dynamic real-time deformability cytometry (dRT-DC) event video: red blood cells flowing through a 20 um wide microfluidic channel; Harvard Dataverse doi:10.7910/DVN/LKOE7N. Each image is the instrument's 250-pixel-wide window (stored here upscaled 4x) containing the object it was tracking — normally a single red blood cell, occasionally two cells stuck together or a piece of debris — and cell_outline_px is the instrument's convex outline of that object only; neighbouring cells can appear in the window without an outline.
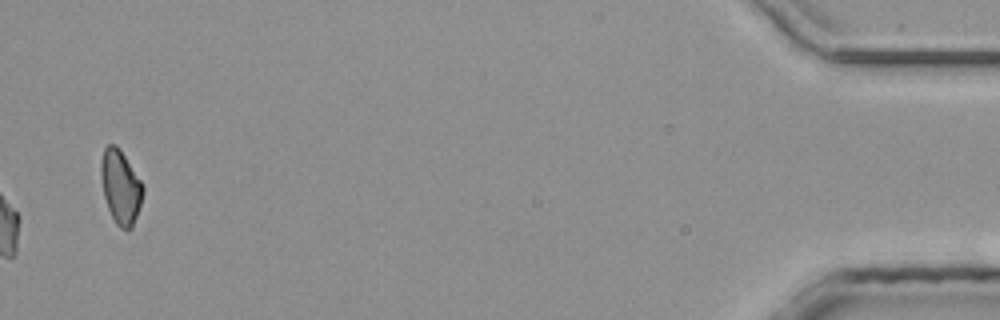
{"species": "common noctule bat (a hibernating species)", "species_latin": "Nyctalus noctula", "temperature_condition": "room temperature", "stored_images_in_passage": 39, "camera_frame_rate_fps": 3000, "um_per_image_px": 0.085, "animal": {"sex": "male", "body_mass_g": 20.4}, "frame": {"image": 1, "passage_image": 39, "time_ms": 12.667, "image_size_px": [1000, 320], "cell_outline_px": [[144, 192], [132, 228], [128, 232], [120, 228], [116, 224], [108, 208], [104, 196], [100, 176], [100, 160], [104, 148], [108, 144], [116, 144], [120, 148], [144, 184]], "centroid_in_image_um": [10.25, 15.86], "position_along_channel_um": 425.0, "area_um2": 18.38}}